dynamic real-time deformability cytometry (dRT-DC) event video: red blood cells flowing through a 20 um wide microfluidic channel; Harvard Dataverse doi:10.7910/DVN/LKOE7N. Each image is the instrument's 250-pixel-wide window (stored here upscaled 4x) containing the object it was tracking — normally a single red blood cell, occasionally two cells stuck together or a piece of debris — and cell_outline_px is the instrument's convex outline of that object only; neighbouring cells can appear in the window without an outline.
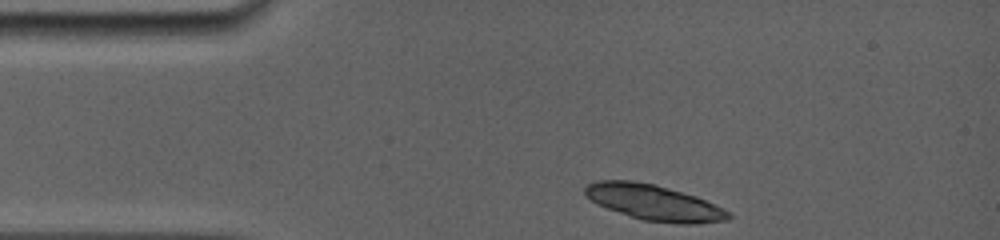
{"species": "common noctule bat (a hibernating species)", "species_latin": "Nyctalus noctula", "temperature_condition": "room temperature", "stored_images_in_passage": 2, "camera_frame_rate_fps": 5000, "um_per_image_px": 0.085, "animal": {"sex": "female", "body_mass_g": 19.0, "forearm_length_mm": 56.7}, "frame": {"image": 1, "passage_image": 1, "time_ms": 0.0, "image_size_px": [1000, 240], "cell_outline_px": [[732, 216], [728, 220], [696, 224], [680, 224], [644, 220], [596, 204], [584, 196], [584, 188], [588, 184], [596, 180], [632, 180], [656, 184], [696, 196], [724, 208]], "centroid_in_image_um": [55.58, 17.2], "position_along_channel_um": 29.4, "area_um2": 29.82}}